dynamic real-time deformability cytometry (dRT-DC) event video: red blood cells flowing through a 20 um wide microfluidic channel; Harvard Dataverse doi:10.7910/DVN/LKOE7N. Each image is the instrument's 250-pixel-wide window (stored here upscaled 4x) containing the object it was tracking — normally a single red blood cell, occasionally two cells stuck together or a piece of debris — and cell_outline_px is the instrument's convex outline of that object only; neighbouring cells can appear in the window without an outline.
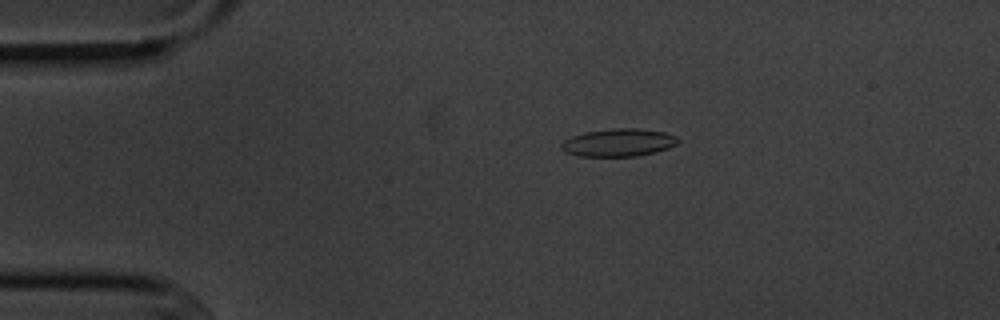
{"species": "common noctule bat (a hibernating species)", "species_latin": "Nyctalus noctula", "temperature_condition": "cold", "stored_images_in_passage": 6, "camera_frame_rate_fps": 3000, "um_per_image_px": 0.085, "animal": {"sex": "male", "body_mass_g": 20.1, "forearm_length_mm": 53.5}, "frame": {"image": 1, "passage_image": 4, "time_ms": 3.333, "image_size_px": [1000, 320], "cell_outline_px": [[680, 140], [676, 144], [668, 148], [656, 152], [636, 156], [580, 156], [564, 152], [560, 148], [560, 144], [564, 140], [572, 136], [584, 132], [612, 128], [636, 128], [664, 132], [676, 136]], "centroid_in_image_um": [52.55, 12.11], "position_along_channel_um": 32.4, "area_um2": 18.96}}